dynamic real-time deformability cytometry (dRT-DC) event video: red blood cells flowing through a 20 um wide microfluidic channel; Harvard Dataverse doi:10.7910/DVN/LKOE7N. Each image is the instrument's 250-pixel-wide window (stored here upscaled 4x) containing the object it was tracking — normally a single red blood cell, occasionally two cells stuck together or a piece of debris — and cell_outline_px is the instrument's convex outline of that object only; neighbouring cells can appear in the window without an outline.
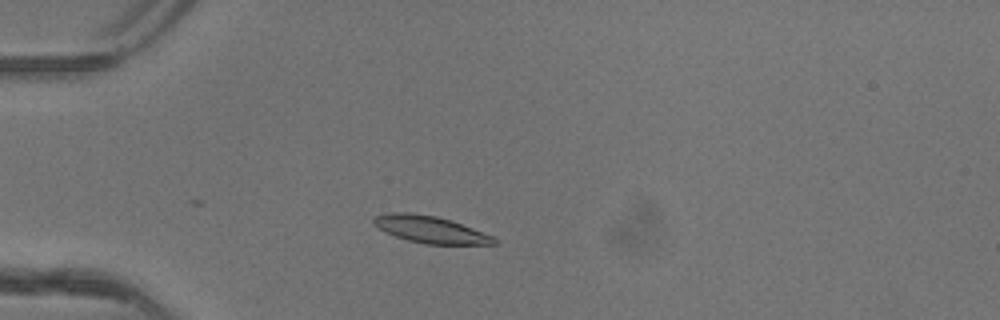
{"species": "common noctule bat (a hibernating species)", "species_latin": "Nyctalus noctula", "temperature_condition": "warm", "stored_images_in_passage": 28, "camera_frame_rate_fps": 3000, "um_per_image_px": 0.085, "animal": {"sex": "female"}, "frame": {"image": 1, "passage_image": 5, "time_ms": 1.333, "image_size_px": [1000, 320], "cell_outline_px": [[500, 244], [424, 244], [408, 240], [384, 232], [372, 224], [372, 220], [376, 216], [388, 212], [408, 212], [436, 216], [452, 220], [492, 236], [500, 240]], "centroid_in_image_um": [36.57, 19.5], "position_along_channel_um": 48.4, "area_um2": 19.02}}
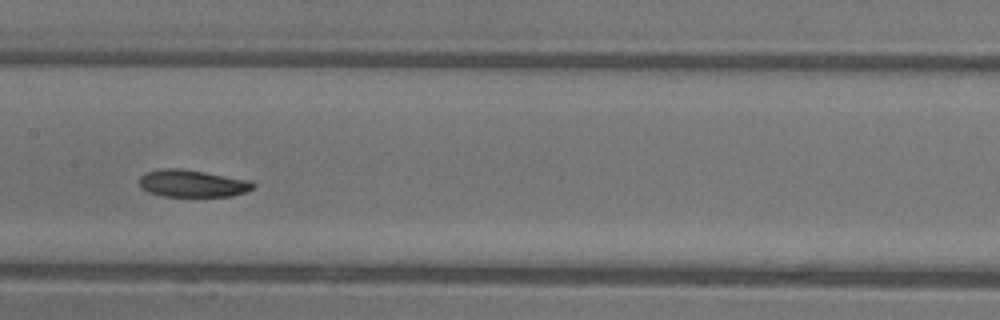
{"frame": {"image": 2, "passage_image": 17, "time_ms": 5.333, "image_size_px": [1000, 320], "cell_outline_px": [[256, 188], [232, 196], [160, 196], [148, 192], [140, 188], [140, 176], [148, 172], [164, 168], [180, 168], [252, 180], [256, 184]], "centroid_in_image_um": [16.39, 15.6], "position_along_channel_um": 191.0, "area_um2": 18.15}}
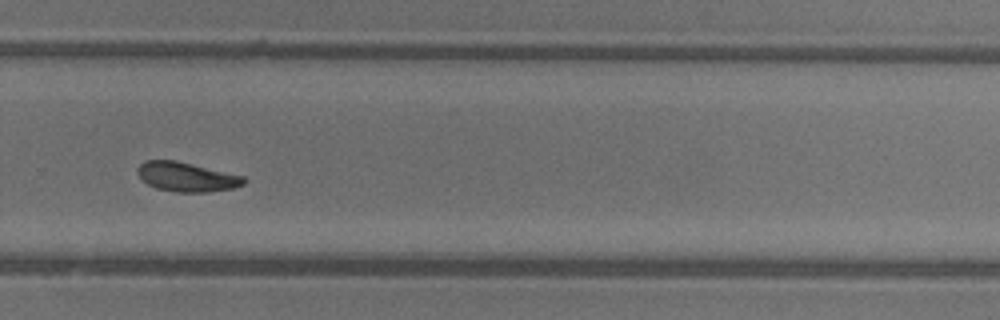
{"frame": {"image": 3, "passage_image": 26, "time_ms": 8.333, "image_size_px": [1000, 320], "cell_outline_px": [[248, 180], [244, 184], [232, 188], [208, 192], [176, 192], [156, 188], [148, 184], [136, 172], [136, 168], [144, 160], [176, 160], [244, 176]], "centroid_in_image_um": [15.86, 15.03], "position_along_channel_um": 313.9, "area_um2": 18.21}}